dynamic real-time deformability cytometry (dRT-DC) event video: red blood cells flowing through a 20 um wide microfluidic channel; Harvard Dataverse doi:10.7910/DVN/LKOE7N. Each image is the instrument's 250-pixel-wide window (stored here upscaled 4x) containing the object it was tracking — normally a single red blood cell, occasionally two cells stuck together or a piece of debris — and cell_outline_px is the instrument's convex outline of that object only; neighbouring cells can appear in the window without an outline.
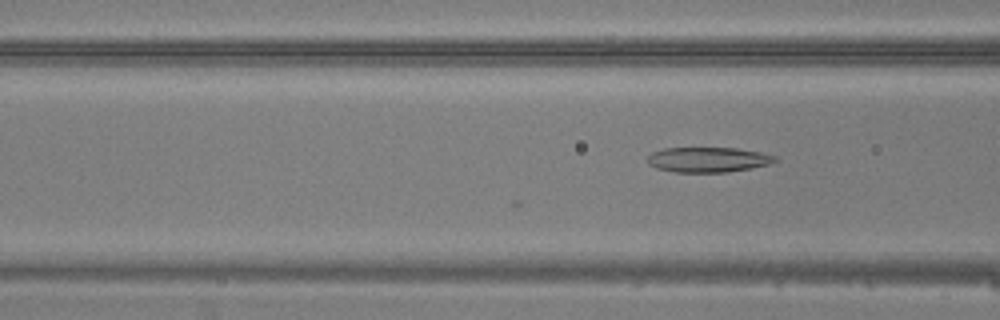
{"species": "common noctule bat (a hibernating species)", "species_latin": "Nyctalus noctula", "temperature_condition": "warm", "stored_images_in_passage": 6, "camera_frame_rate_fps": 3000, "um_per_image_px": 0.085, "animal": {"sex": "male", "body_mass_g": 20.5, "forearm_length_mm": 52.5}, "frame": {"image": 1, "passage_image": 6, "time_ms": 1.667, "image_size_px": [1000, 320], "cell_outline_px": [[776, 160], [768, 164], [752, 168], [728, 172], [676, 172], [656, 168], [648, 164], [648, 156], [652, 152], [664, 148], [736, 148], [760, 152], [776, 156]], "centroid_in_image_um": [60.17, 13.57], "position_along_channel_um": 106.4, "area_um2": 18.55}}